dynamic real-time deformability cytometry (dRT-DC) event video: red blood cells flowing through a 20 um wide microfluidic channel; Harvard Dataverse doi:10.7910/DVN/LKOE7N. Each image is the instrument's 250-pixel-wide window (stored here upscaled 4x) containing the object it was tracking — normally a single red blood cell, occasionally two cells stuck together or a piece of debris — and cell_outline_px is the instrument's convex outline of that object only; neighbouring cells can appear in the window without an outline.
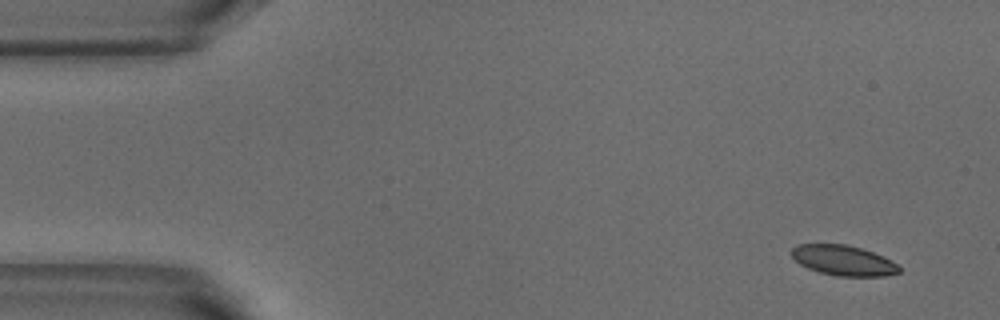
{"species": "common noctule bat (a hibernating species)", "species_latin": "Nyctalus noctula", "temperature_condition": "warm", "stored_images_in_passage": 4, "camera_frame_rate_fps": 3000, "um_per_image_px": 0.085, "animal": {"sex": "male", "body_mass_g": 18.8}, "frame": {"image": 1, "passage_image": 1, "time_ms": 0.0, "image_size_px": [1000, 320], "cell_outline_px": [[900, 272], [884, 276], [836, 276], [820, 272], [808, 268], [800, 264], [788, 252], [796, 244], [848, 244], [884, 256], [892, 260], [900, 268]], "centroid_in_image_um": [71.67, 22.13], "position_along_channel_um": 13.3, "area_um2": 19.02}}
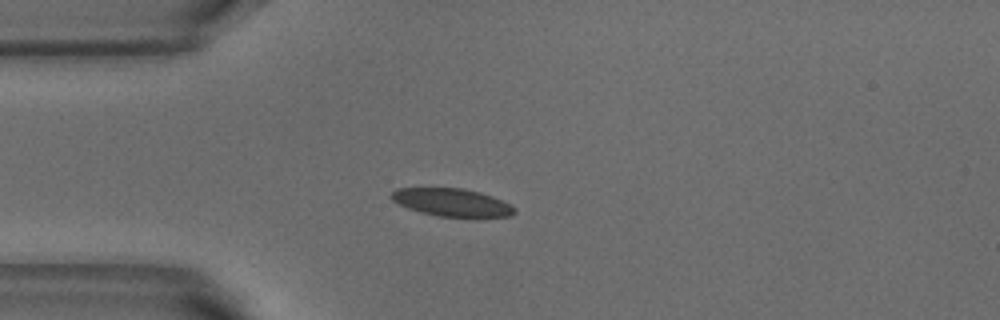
{"frame": {"image": 2, "passage_image": 4, "time_ms": 1.0, "image_size_px": [1000, 320], "cell_outline_px": [[516, 212], [512, 216], [472, 220], [436, 216], [420, 212], [408, 208], [392, 200], [388, 196], [396, 188], [464, 188], [480, 192], [492, 196], [512, 204], [516, 208]], "centroid_in_image_um": [38.51, 17.26], "position_along_channel_um": 46.5, "area_um2": 21.04}}